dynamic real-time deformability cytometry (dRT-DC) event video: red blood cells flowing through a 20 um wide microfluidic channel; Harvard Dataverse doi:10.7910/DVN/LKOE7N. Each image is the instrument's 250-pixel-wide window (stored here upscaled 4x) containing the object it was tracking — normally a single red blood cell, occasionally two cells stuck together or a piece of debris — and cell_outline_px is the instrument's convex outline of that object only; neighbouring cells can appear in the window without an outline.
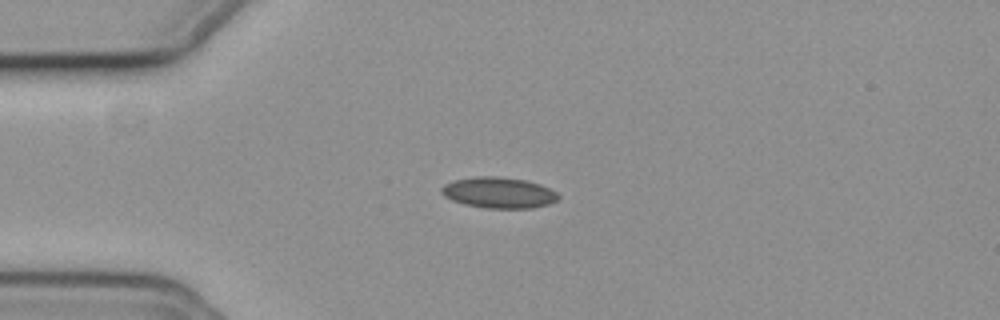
{"species": "common noctule bat (a hibernating species)", "species_latin": "Nyctalus noctula", "temperature_condition": "cold", "stored_images_in_passage": 29, "camera_frame_rate_fps": 3000, "um_per_image_px": 0.085, "animal": {"sex": "female", "body_mass_g": 19.3, "forearm_length_mm": 54.1}, "frame": {"image": 1, "passage_image": 1, "time_ms": 0.0, "image_size_px": [1000, 320], "cell_outline_px": [[560, 196], [556, 200], [548, 204], [532, 208], [488, 208], [464, 204], [452, 200], [444, 196], [440, 192], [440, 188], [444, 184], [456, 180], [476, 176], [496, 176], [524, 180], [540, 184], [556, 192]], "centroid_in_image_um": [42.37, 16.37], "position_along_channel_um": 42.6, "area_um2": 20.92}}
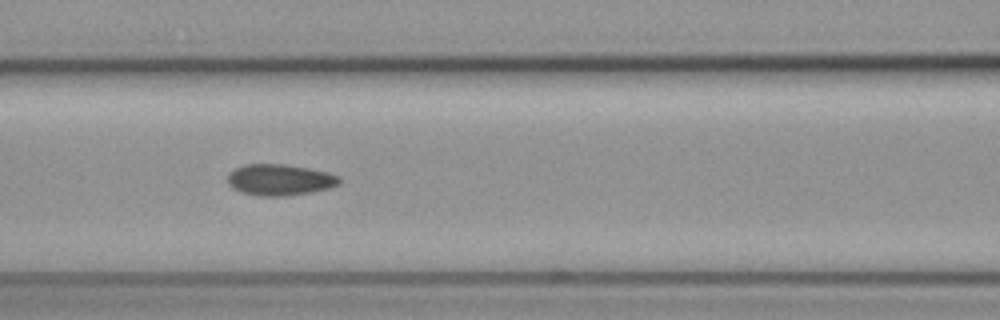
{"frame": {"image": 2, "passage_image": 11, "time_ms": 3.333, "image_size_px": [1000, 320], "cell_outline_px": [[340, 184], [328, 188], [312, 192], [284, 196], [260, 196], [240, 192], [232, 188], [228, 184], [228, 176], [236, 168], [244, 164], [284, 164], [308, 168], [328, 172], [340, 176]], "centroid_in_image_um": [23.79, 15.29], "position_along_channel_um": 142.8, "area_um2": 20.35}}
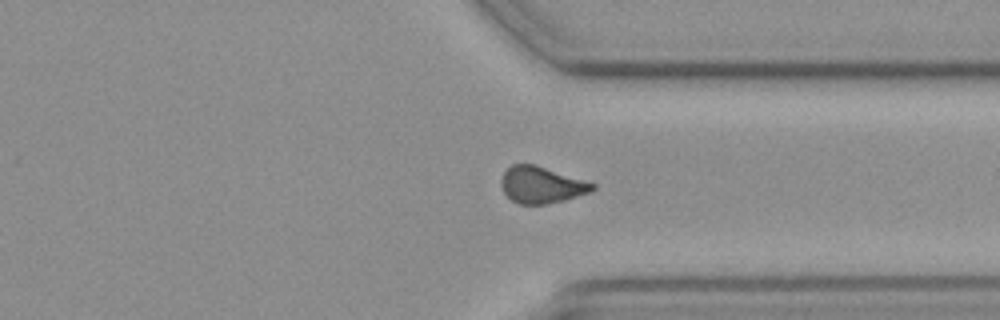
{"frame": {"image": 3, "passage_image": 29, "time_ms": 9.333, "image_size_px": [1000, 320], "cell_outline_px": [[596, 188], [588, 192], [564, 200], [548, 204], [520, 204], [512, 200], [504, 192], [504, 172], [512, 164], [536, 164], [596, 184]], "centroid_in_image_um": [46.06, 15.71], "position_along_channel_um": 365.3, "area_um2": 19.02}, "authors_computed_cell_mechanics": {"area_um2": 19.941, "velocity_mm_per_s": 3.7185, "shape_relaxation_time_tau1_ms": null, "shape_relaxation_time_tau2_ms": 2.8777, "deformation_change_tau1": null, "deformation_change_tau2": 0.0707}}